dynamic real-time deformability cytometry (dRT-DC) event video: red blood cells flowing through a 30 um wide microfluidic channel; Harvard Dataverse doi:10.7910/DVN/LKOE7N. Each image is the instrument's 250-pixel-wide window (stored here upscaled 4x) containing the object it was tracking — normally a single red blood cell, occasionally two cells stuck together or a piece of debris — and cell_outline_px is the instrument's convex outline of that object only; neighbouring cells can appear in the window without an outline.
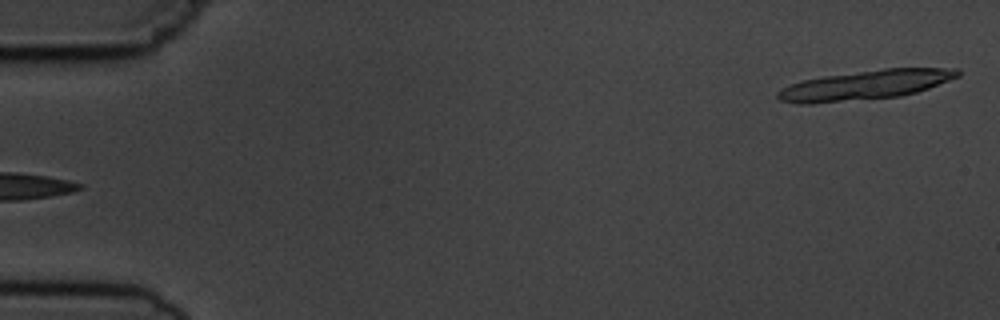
{"species": "common noctule bat (a hibernating species)", "species_latin": "Nyctalus noctula", "temperature_condition": "cold", "stored_images_in_passage": 4, "segment_of_instrument_passage": [2, 2], "camera_frame_rate_fps": 3000, "um_per_image_px": 0.085, "animal": {"sex": "male", "body_mass_g": 19.5, "forearm_length_mm": 54.6}, "frame": {"image": 1, "passage_image": 4, "time_ms": 3.667, "image_size_px": [1000, 320], "cell_outline_px": [[960, 76], [928, 88], [916, 92], [900, 96], [812, 104], [796, 104], [780, 100], [776, 96], [776, 92], [780, 88], [788, 84], [804, 80], [824, 76], [884, 68], [960, 68]], "centroid_in_image_um": [73.52, 7.22], "position_along_channel_um": 11.5, "area_um2": 30.98}}